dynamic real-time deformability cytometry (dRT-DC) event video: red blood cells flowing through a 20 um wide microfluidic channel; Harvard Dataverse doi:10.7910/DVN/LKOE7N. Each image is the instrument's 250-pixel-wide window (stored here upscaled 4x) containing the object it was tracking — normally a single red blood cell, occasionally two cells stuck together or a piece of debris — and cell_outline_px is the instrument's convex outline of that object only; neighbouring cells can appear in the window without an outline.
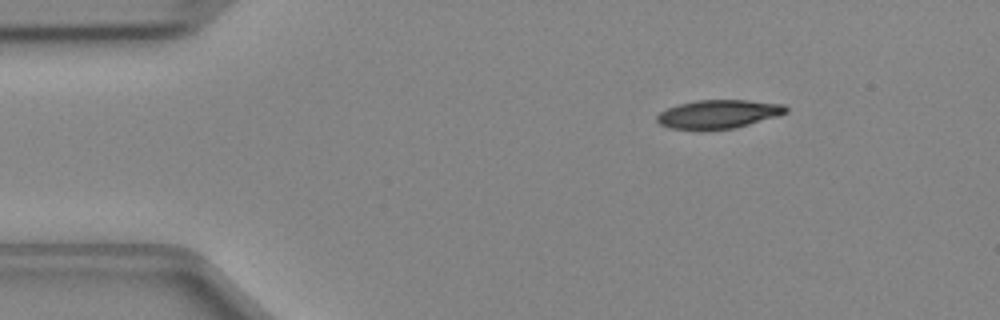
{"species": "Egyptian fruit bat (a non-hibernating species)", "species_latin": "Rousettus aegyptiacus", "temperature_condition": "cold", "stored_images_in_passage": 41, "camera_frame_rate_fps": 3000, "um_per_image_px": 0.085, "animal": {"sex": "female"}, "frame": {"image": 1, "passage_image": 1, "time_ms": 0.0, "image_size_px": [1000, 320], "cell_outline_px": [[788, 112], [776, 116], [748, 124], [732, 128], [672, 128], [660, 124], [656, 120], [656, 116], [660, 112], [668, 108], [680, 104], [696, 100], [748, 100], [784, 104], [788, 108]], "centroid_in_image_um": [61.09, 9.67], "position_along_channel_um": 23.9, "area_um2": 20.87}}
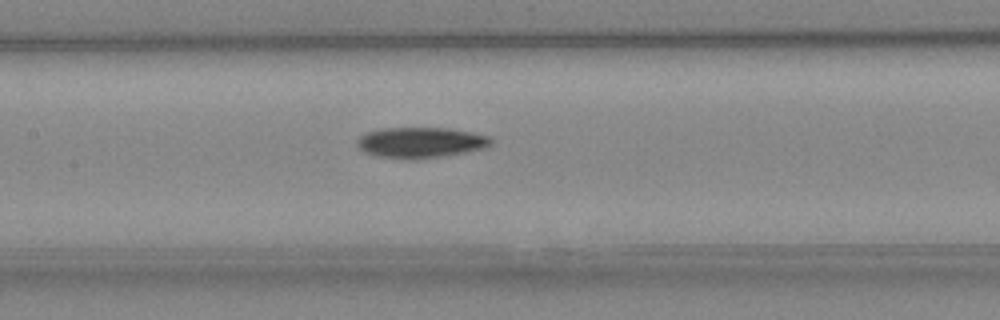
{"frame": {"image": 2, "passage_image": 16, "time_ms": 5.0, "image_size_px": [1000, 320], "cell_outline_px": [[496, 140], [492, 144], [484, 148], [464, 152], [416, 160], [408, 160], [376, 156], [364, 152], [356, 144], [356, 140], [360, 136], [368, 132], [380, 128], [448, 128], [472, 132], [488, 136]], "centroid_in_image_um": [35.75, 12.12], "position_along_channel_um": 171.7, "area_um2": 24.1}}
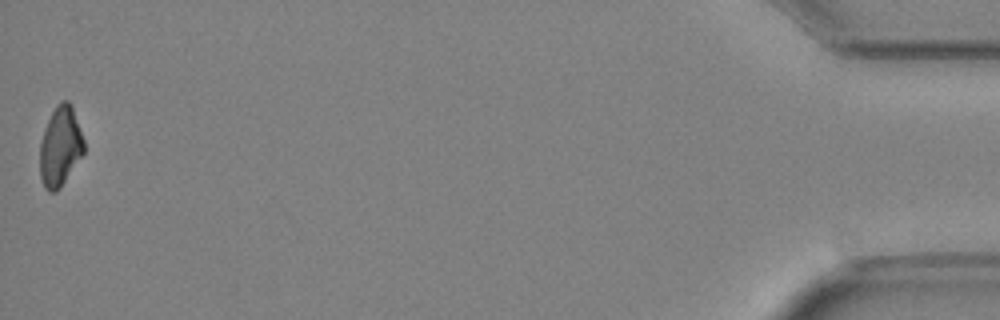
{"frame": {"image": 3, "passage_image": 41, "time_ms": 13.333, "image_size_px": [1000, 320], "cell_outline_px": [[84, 152], [60, 188], [56, 192], [48, 192], [44, 188], [40, 176], [40, 140], [44, 128], [56, 104], [60, 100], [68, 100], [72, 104], [84, 140]], "centroid_in_image_um": [5.11, 12.43], "position_along_channel_um": 430.1, "area_um2": 20.63}}